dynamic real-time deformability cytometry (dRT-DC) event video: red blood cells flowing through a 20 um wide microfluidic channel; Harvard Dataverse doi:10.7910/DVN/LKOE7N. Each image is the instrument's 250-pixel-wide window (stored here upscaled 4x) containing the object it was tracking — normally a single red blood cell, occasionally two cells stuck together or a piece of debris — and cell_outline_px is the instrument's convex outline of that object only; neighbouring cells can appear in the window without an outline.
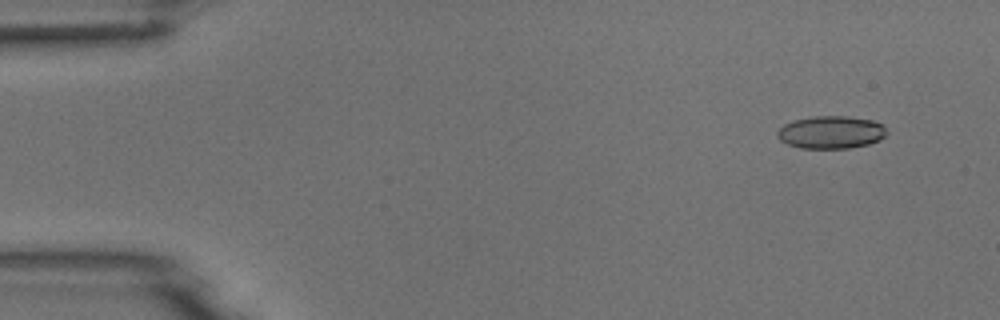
{"species": "common noctule bat (a hibernating species)", "species_latin": "Nyctalus noctula", "temperature_condition": "room temperature", "stored_images_in_passage": 5, "camera_frame_rate_fps": 3000, "um_per_image_px": 0.085, "animal": {"sex": "male", "body_mass_g": 18.8}, "frame": {"image": 1, "passage_image": 2, "time_ms": 1.0, "image_size_px": [1000, 320], "cell_outline_px": [[888, 132], [880, 140], [868, 144], [848, 148], [800, 148], [788, 144], [780, 140], [776, 136], [776, 132], [784, 124], [792, 120], [812, 116], [848, 116], [872, 120], [884, 124]], "centroid_in_image_um": [70.64, 11.23], "position_along_channel_um": 14.4, "area_um2": 21.04}}
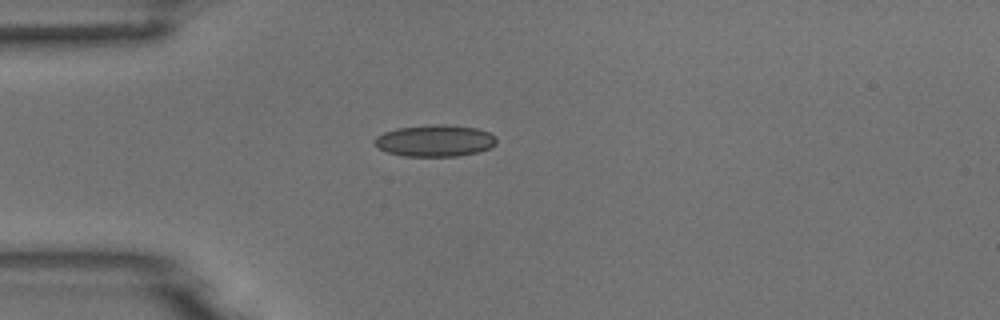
{"frame": {"image": 2, "passage_image": 4, "time_ms": 4.333, "image_size_px": [1000, 320], "cell_outline_px": [[496, 144], [488, 148], [476, 152], [456, 156], [404, 156], [388, 152], [376, 148], [372, 140], [376, 136], [384, 132], [396, 128], [432, 124], [444, 124], [476, 128], [488, 132], [496, 136]], "centroid_in_image_um": [36.92, 11.95], "position_along_channel_um": 48.1, "area_um2": 22.6}}